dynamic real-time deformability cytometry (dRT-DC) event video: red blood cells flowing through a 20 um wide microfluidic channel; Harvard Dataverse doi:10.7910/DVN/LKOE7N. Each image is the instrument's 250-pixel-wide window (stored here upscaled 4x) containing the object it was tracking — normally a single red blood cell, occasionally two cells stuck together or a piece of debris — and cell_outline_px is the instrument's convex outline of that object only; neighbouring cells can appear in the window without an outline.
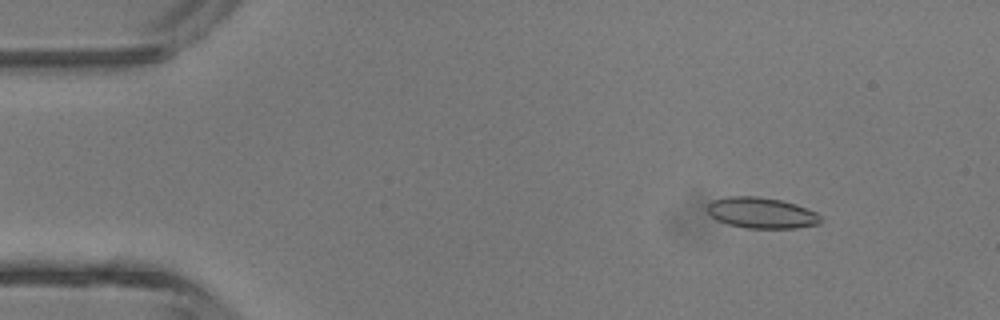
{"species": "common noctule bat (a hibernating species)", "species_latin": "Nyctalus noctula", "temperature_condition": "room temperature", "stored_images_in_passage": 4, "camera_frame_rate_fps": 3000, "um_per_image_px": 0.085, "animal": {"sex": "male", "body_mass_g": 13.3}, "frame": {"image": 1, "passage_image": 4, "time_ms": 4.333, "image_size_px": [1000, 320], "cell_outline_px": [[820, 224], [796, 228], [748, 228], [728, 224], [716, 220], [708, 212], [708, 204], [712, 200], [728, 196], [756, 196], [780, 200], [796, 204], [816, 212], [820, 216]], "centroid_in_image_um": [64.72, 18.09], "position_along_channel_um": 20.3, "area_um2": 20.35}}